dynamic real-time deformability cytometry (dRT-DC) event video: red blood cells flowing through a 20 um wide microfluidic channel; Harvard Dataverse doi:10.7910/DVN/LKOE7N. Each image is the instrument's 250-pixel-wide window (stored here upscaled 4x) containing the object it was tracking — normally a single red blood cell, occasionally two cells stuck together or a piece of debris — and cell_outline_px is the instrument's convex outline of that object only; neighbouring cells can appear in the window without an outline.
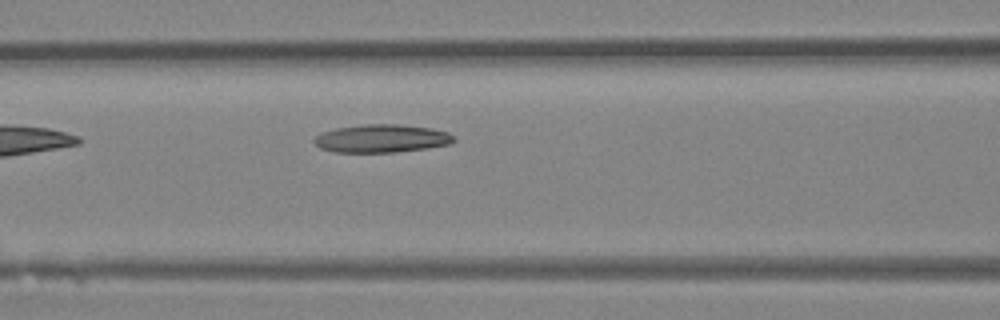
{"species": "Egyptian fruit bat (a non-hibernating species)", "species_latin": "Rousettus aegyptiacus", "temperature_condition": "room temperature", "stored_images_in_passage": 5, "camera_frame_rate_fps": 3000, "um_per_image_px": 0.085, "animal": {"sex": "female"}, "frame": {"image": 1, "passage_image": 5, "time_ms": 1.333, "image_size_px": [1000, 320], "cell_outline_px": [[456, 140], [452, 144], [428, 148], [396, 152], [332, 152], [320, 148], [312, 140], [316, 136], [324, 132], [336, 128], [360, 124], [396, 124], [432, 128], [448, 132]], "centroid_in_image_um": [32.45, 11.77], "position_along_channel_um": 134.1, "area_um2": 22.95}}